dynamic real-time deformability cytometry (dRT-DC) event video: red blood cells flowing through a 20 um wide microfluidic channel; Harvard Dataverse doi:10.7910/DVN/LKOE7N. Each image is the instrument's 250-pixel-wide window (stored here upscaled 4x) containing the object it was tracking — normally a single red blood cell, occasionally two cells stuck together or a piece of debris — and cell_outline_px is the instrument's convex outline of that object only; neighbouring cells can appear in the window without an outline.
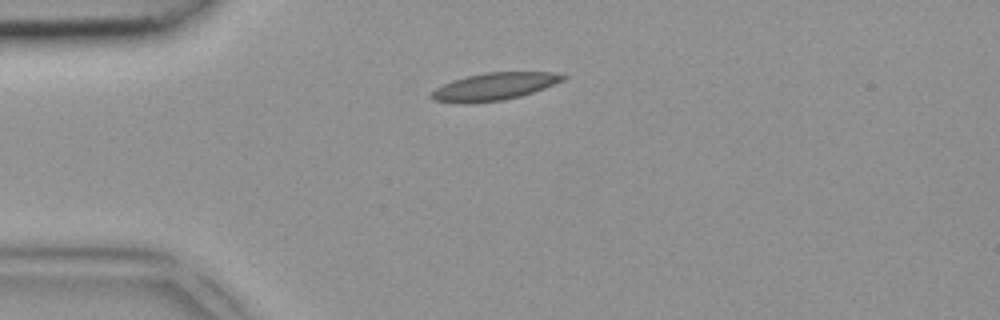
{"species": "common noctule bat (a hibernating species)", "species_latin": "Nyctalus noctula", "temperature_condition": "room temperature", "stored_images_in_passage": 1, "camera_frame_rate_fps": 3000, "um_per_image_px": 0.085, "animal": {"sex": "female", "body_mass_g": 18.4}, "frame": {"image": 1, "passage_image": 1, "time_ms": 0.0, "image_size_px": [1000, 320], "cell_outline_px": [[568, 76], [564, 80], [544, 88], [520, 96], [504, 100], [464, 104], [432, 100], [428, 96], [436, 88], [452, 80], [464, 76], [484, 72], [552, 72]], "centroid_in_image_um": [41.97, 7.35], "position_along_channel_um": 43.0, "area_um2": 21.15}}